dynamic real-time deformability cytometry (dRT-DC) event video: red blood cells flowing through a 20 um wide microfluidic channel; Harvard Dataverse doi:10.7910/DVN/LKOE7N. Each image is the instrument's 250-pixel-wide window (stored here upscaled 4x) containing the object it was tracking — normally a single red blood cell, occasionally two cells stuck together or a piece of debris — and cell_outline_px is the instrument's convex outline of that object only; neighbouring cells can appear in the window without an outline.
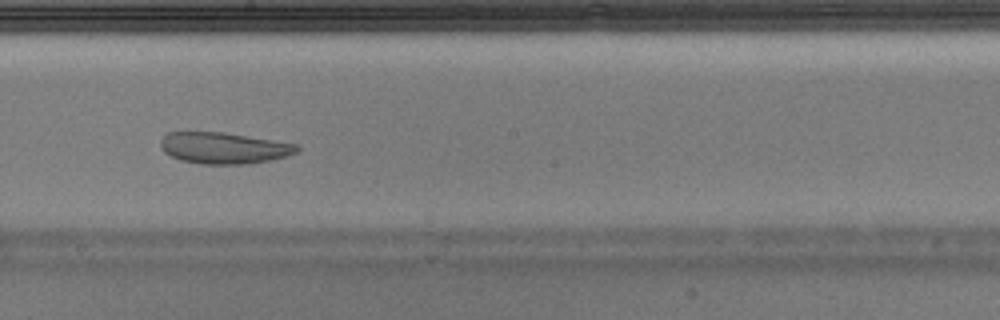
{"species": "Egyptian fruit bat (a non-hibernating species)", "species_latin": "Rousettus aegyptiacus", "temperature_condition": "warm", "stored_images_in_passage": 35, "camera_frame_rate_fps": 3000, "um_per_image_px": 0.085, "animal": {"sex": "male"}, "frame": {"image": 1, "passage_image": 20, "time_ms": 6.333, "image_size_px": [1000, 320], "cell_outline_px": [[300, 148], [296, 152], [288, 156], [248, 164], [200, 164], [180, 160], [164, 152], [160, 148], [160, 140], [168, 132], [224, 132], [296, 144]], "centroid_in_image_um": [18.99, 12.58], "position_along_channel_um": 229.2, "area_um2": 24.85}}